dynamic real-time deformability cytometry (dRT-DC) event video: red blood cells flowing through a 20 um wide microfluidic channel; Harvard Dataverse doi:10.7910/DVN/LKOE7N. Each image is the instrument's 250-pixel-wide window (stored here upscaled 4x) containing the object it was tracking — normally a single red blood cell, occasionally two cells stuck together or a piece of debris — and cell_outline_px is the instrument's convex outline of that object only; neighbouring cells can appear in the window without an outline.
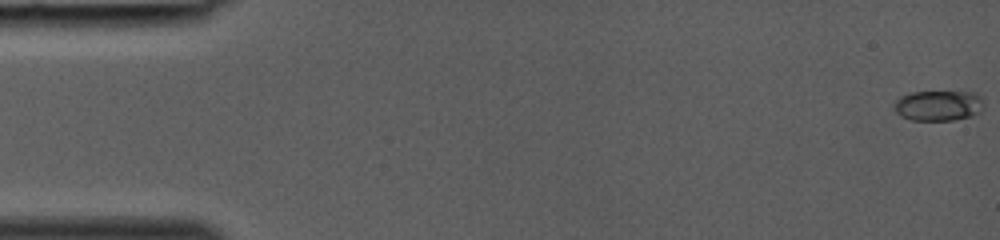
{"species": "common noctule bat (a hibernating species)", "species_latin": "Nyctalus noctula", "temperature_condition": "room temperature", "stored_images_in_passage": 17, "camera_frame_rate_fps": 3000, "um_per_image_px": 0.085, "animal": {"sex": "female", "body_mass_g": 19.0, "forearm_length_mm": 53.3}, "frame": {"image": 1, "passage_image": 1, "time_ms": 0.0, "image_size_px": [1000, 240], "cell_outline_px": [[984, 108], [980, 112], [972, 116], [952, 120], [912, 120], [900, 116], [896, 112], [892, 104], [900, 96], [912, 92], [976, 92], [984, 96]], "centroid_in_image_um": [79.81, 8.96], "position_along_channel_um": 5.2, "area_um2": 16.24}}
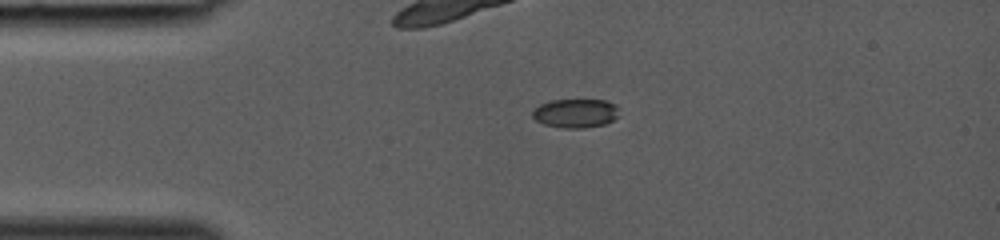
{"frame": {"image": 2, "passage_image": 10, "time_ms": 3.0, "image_size_px": [1000, 240], "cell_outline_px": [[616, 116], [612, 120], [604, 124], [584, 128], [560, 128], [544, 124], [536, 120], [532, 116], [532, 112], [540, 104], [552, 100], [604, 100], [616, 104]], "centroid_in_image_um": [48.88, 9.63], "position_along_channel_um": 36.1, "area_um2": 14.39}}
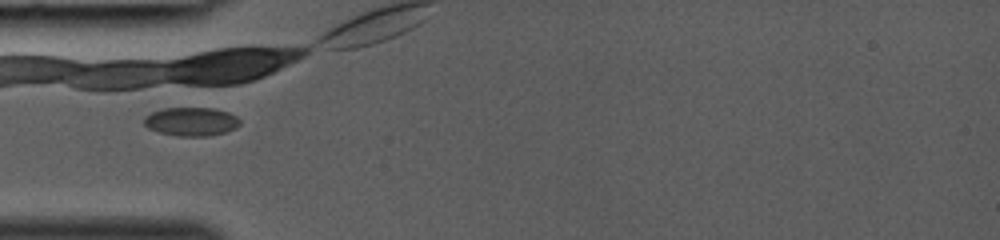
{"frame": {"image": 3, "passage_image": 14, "time_ms": 4.333, "image_size_px": [1000, 240], "cell_outline_px": [[240, 124], [236, 128], [224, 132], [208, 136], [176, 136], [160, 132], [148, 128], [144, 124], [144, 116], [152, 112], [164, 108], [212, 108], [228, 112], [236, 116], [240, 120]], "centroid_in_image_um": [16.25, 10.33], "position_along_channel_um": 68.7, "area_um2": 15.95}}